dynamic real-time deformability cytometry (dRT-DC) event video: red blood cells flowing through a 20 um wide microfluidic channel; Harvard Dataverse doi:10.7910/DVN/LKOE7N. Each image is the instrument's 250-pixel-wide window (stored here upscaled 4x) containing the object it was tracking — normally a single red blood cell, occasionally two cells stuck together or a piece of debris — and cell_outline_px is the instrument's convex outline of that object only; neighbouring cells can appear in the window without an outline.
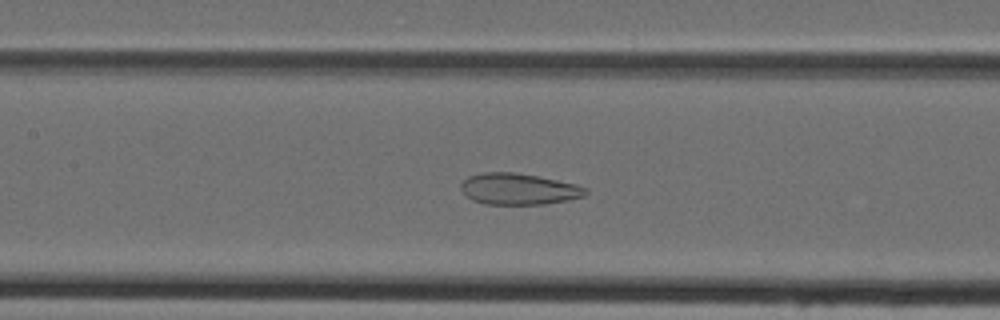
{"species": "Egyptian fruit bat (a non-hibernating species)", "species_latin": "Rousettus aegyptiacus", "temperature_condition": "cold", "stored_images_in_passage": 36, "camera_frame_rate_fps": 3000, "um_per_image_px": 0.085, "animal": {"sex": "female"}, "frame": {"image": 1, "passage_image": 11, "time_ms": 3.333, "image_size_px": [1000, 320], "cell_outline_px": [[588, 192], [584, 196], [568, 200], [544, 204], [484, 204], [472, 200], [460, 188], [460, 184], [468, 176], [484, 172], [512, 172], [536, 176], [576, 184], [588, 188]], "centroid_in_image_um": [44.08, 16.07], "position_along_channel_um": 163.3, "area_um2": 22.66}}
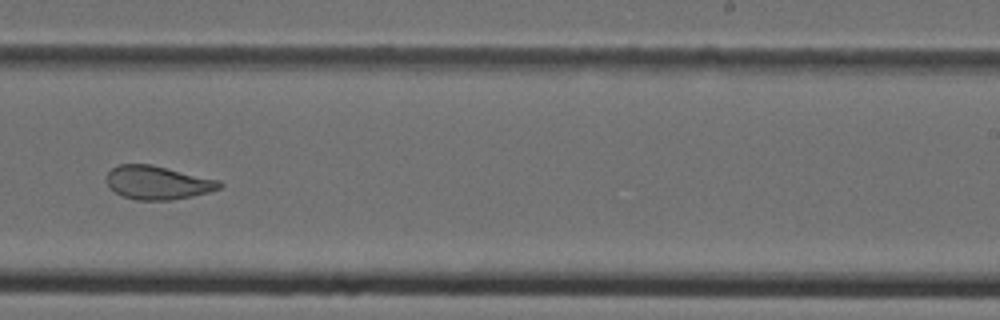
{"frame": {"image": 2, "passage_image": 19, "time_ms": 6.0, "image_size_px": [1000, 320], "cell_outline_px": [[224, 184], [220, 188], [208, 192], [192, 196], [168, 200], [136, 200], [120, 196], [108, 184], [108, 172], [112, 168], [120, 164], [152, 164], [220, 180]], "centroid_in_image_um": [13.43, 15.52], "position_along_channel_um": 275.6, "area_um2": 22.02}}
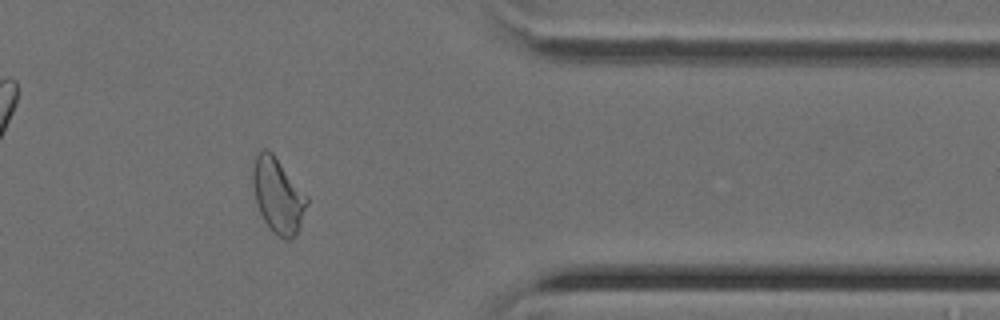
{"frame": {"image": 3, "passage_image": 28, "time_ms": 9.0, "image_size_px": [1000, 320], "cell_outline_px": [[308, 204], [296, 236], [288, 240], [272, 232], [264, 220], [256, 204], [252, 184], [252, 168], [256, 156], [264, 148], [268, 148], [272, 152], [308, 196]], "centroid_in_image_um": [23.62, 16.61], "position_along_channel_um": 387.8, "area_um2": 23.7}}